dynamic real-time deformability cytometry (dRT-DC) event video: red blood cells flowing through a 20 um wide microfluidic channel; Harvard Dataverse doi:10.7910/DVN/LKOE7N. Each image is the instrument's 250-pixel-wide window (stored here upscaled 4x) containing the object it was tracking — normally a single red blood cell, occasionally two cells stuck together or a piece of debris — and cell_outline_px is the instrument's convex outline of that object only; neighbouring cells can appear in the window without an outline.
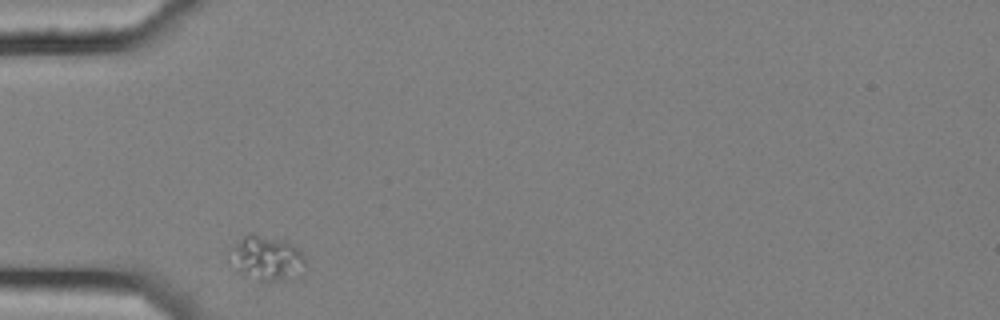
{"species": "common noctule bat (a hibernating species)", "species_latin": "Nyctalus noctula", "temperature_condition": "cold", "stored_images_in_passage": 2, "camera_frame_rate_fps": 3000, "um_per_image_px": 0.085, "animal": {"sex": "female", "body_mass_g": 25.1}, "frame": {"image": 1, "passage_image": 1, "time_ms": 0.0, "image_size_px": [1000, 320], "cell_outline_px": [[308, 264], [300, 276], [292, 280], [256, 280], [244, 276], [240, 272], [232, 252], [232, 248], [248, 232], [252, 232], [284, 240], [292, 244], [304, 256]], "centroid_in_image_um": [22.79, 21.95], "position_along_channel_um": 62.2, "area_um2": 19.48}}